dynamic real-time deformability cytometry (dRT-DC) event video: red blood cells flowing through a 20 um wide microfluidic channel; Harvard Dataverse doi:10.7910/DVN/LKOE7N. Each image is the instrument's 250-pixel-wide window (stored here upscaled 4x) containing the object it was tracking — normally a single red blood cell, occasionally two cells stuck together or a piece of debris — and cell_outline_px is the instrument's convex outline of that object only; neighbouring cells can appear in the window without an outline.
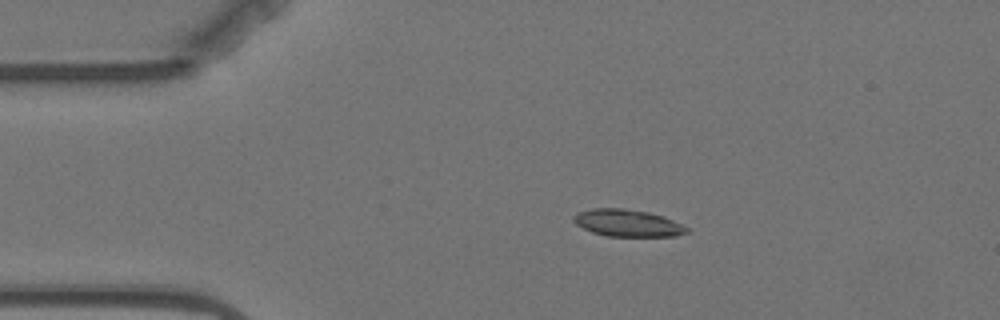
{"species": "Egyptian fruit bat (a non-hibernating species)", "species_latin": "Rousettus aegyptiacus", "temperature_condition": "warm", "stored_images_in_passage": 5, "camera_frame_rate_fps": 3000, "um_per_image_px": 0.085, "animal": {"sex": "female"}, "frame": {"image": 1, "passage_image": 2, "time_ms": 1.333, "image_size_px": [1000, 320], "cell_outline_px": [[688, 232], [676, 236], [608, 236], [592, 232], [576, 224], [572, 220], [572, 216], [580, 212], [592, 208], [624, 208], [648, 212], [664, 216], [688, 228]], "centroid_in_image_um": [53.33, 18.95], "position_along_channel_um": 31.7, "area_um2": 17.74}}
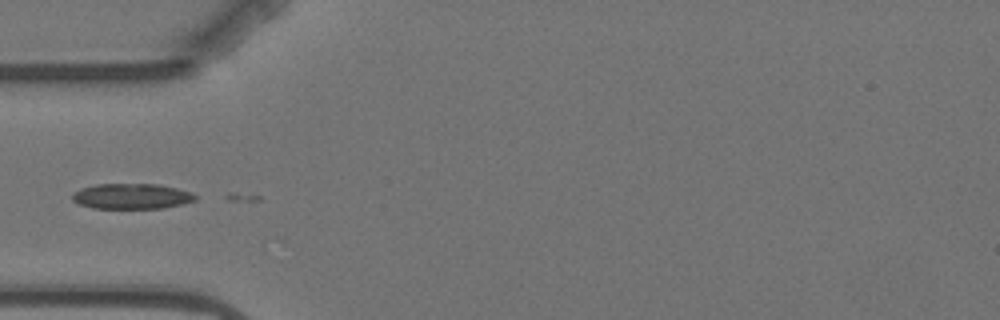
{"frame": {"image": 2, "passage_image": 4, "time_ms": 3.667, "image_size_px": [1000, 320], "cell_outline_px": [[196, 200], [164, 208], [92, 208], [80, 204], [72, 200], [72, 192], [80, 188], [96, 184], [156, 184], [176, 188], [192, 192], [196, 196]], "centroid_in_image_um": [11.16, 16.68], "position_along_channel_um": 73.8, "area_um2": 18.21}}